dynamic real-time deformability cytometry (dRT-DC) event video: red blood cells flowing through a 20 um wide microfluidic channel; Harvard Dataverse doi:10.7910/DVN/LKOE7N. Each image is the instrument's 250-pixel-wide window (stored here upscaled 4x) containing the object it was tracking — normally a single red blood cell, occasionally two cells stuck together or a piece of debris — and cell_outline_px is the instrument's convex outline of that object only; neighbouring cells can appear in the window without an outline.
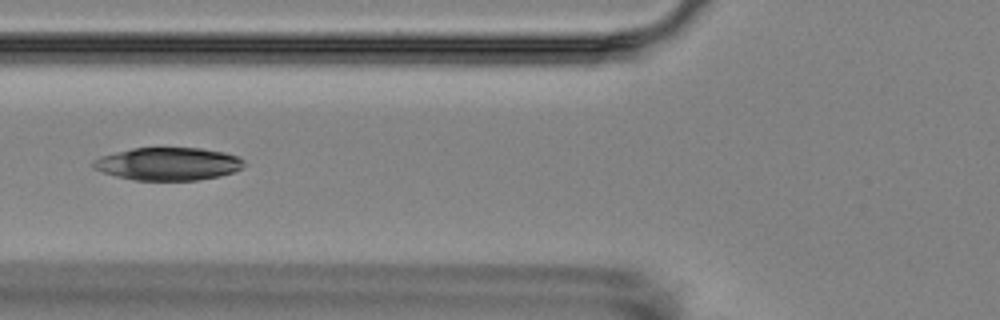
{"species": "Egyptian fruit bat (a non-hibernating species)", "species_latin": "Rousettus aegyptiacus", "temperature_condition": "room temperature", "stored_images_in_passage": 13, "camera_frame_rate_fps": 3000, "um_per_image_px": 0.085, "animal": {"sex": "female"}, "frame": {"image": 1, "passage_image": 8, "time_ms": 8.333, "image_size_px": [1000, 320], "cell_outline_px": [[244, 164], [240, 168], [232, 172], [220, 176], [196, 180], [132, 180], [116, 176], [104, 172], [96, 168], [92, 164], [92, 160], [116, 152], [132, 148], [200, 148], [224, 152], [240, 156], [244, 160]], "centroid_in_image_um": [14.32, 13.93], "position_along_channel_um": 111.5, "area_um2": 28.61}}
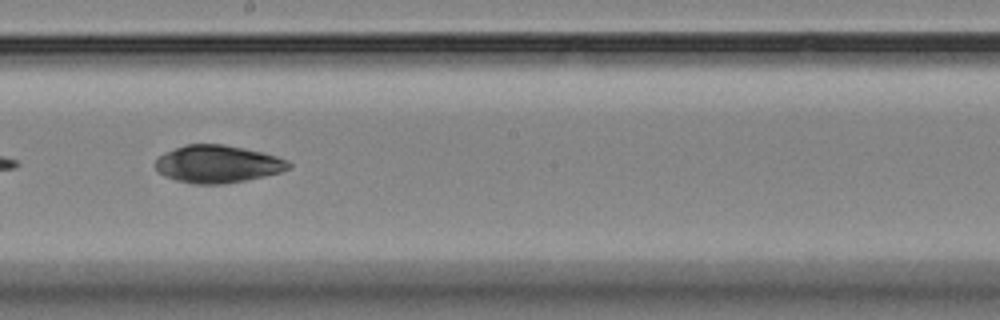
{"frame": {"image": 2, "passage_image": 11, "time_ms": 11.667, "image_size_px": [1000, 320], "cell_outline_px": [[292, 164], [288, 168], [280, 172], [244, 180], [220, 184], [192, 184], [176, 180], [164, 176], [156, 168], [156, 160], [160, 156], [176, 148], [188, 144], [224, 144], [264, 152], [288, 160]], "centroid_in_image_um": [18.51, 13.94], "position_along_channel_um": 229.7, "area_um2": 28.84}}
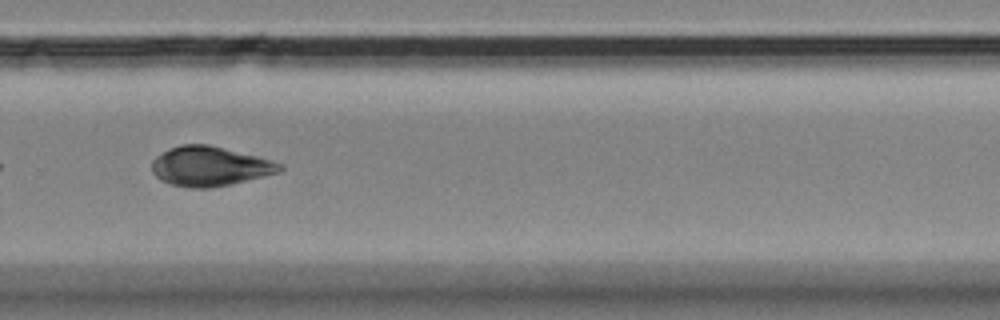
{"frame": {"image": 3, "passage_image": 13, "time_ms": 14.0, "image_size_px": [1000, 320], "cell_outline_px": [[284, 168], [280, 172], [264, 176], [212, 188], [188, 188], [172, 184], [160, 180], [152, 172], [152, 160], [156, 156], [168, 148], [180, 144], [208, 144], [256, 156], [284, 164]], "centroid_in_image_um": [17.81, 14.13], "position_along_channel_um": 312.0, "area_um2": 29.54}}